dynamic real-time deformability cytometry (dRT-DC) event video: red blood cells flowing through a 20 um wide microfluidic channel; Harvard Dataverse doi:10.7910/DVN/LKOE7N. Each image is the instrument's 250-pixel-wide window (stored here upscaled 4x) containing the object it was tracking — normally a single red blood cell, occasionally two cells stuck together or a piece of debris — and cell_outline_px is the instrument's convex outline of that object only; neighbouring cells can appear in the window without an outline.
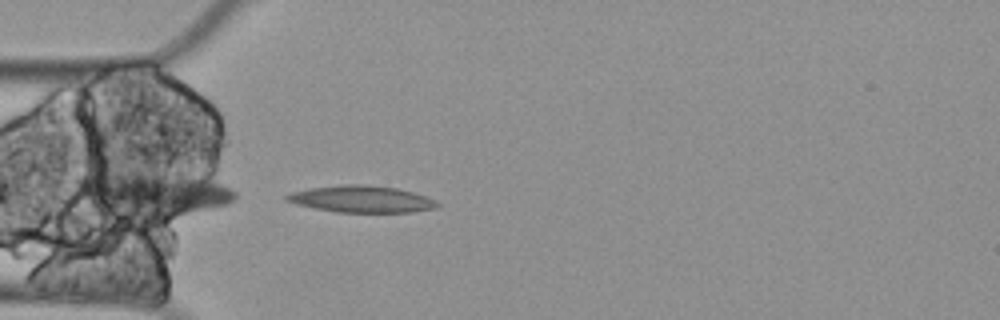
{"species": "Egyptian fruit bat (a non-hibernating species)", "species_latin": "Rousettus aegyptiacus", "temperature_condition": "cold", "stored_images_in_passage": 7, "camera_frame_rate_fps": 3000, "um_per_image_px": 0.085, "animal": {"sex": "female"}, "frame": {"image": 1, "passage_image": 7, "time_ms": 2.0, "image_size_px": [1000, 320], "cell_outline_px": [[440, 204], [436, 208], [412, 212], [336, 212], [296, 204], [284, 200], [284, 196], [292, 192], [308, 188], [344, 184], [364, 184], [396, 188], [428, 196], [436, 200]], "centroid_in_image_um": [30.74, 16.92], "position_along_channel_um": 54.3, "area_um2": 23.58}}